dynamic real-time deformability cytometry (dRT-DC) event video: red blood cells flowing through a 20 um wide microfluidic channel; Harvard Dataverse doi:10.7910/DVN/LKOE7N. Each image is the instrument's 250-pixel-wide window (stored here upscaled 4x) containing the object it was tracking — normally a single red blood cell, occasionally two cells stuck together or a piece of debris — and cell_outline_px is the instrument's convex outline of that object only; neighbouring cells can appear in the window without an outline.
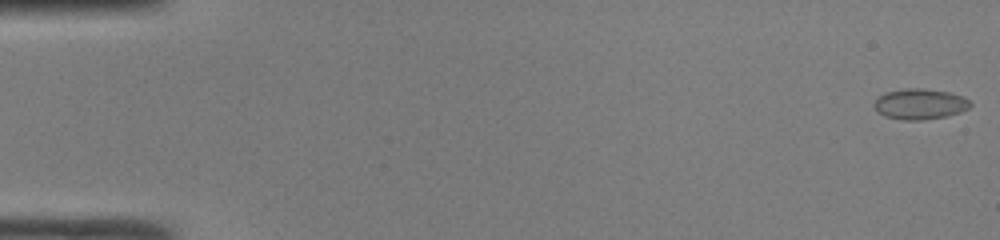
{"species": "common noctule bat (a hibernating species)", "species_latin": "Nyctalus noctula", "temperature_condition": "room temperature", "stored_images_in_passage": 11, "camera_frame_rate_fps": 3000, "um_per_image_px": 0.085, "animal": {"sex": "male", "body_mass_g": 19.0, "forearm_length_mm": 50.8}, "frame": {"image": 1, "passage_image": 1, "time_ms": 0.0, "image_size_px": [1000, 240], "cell_outline_px": [[972, 104], [968, 108], [960, 112], [944, 116], [920, 120], [904, 120], [884, 116], [872, 104], [880, 96], [888, 92], [908, 88], [920, 88], [948, 92], [964, 96]], "centroid_in_image_um": [78.21, 8.84], "position_along_channel_um": 6.8, "area_um2": 16.82}}